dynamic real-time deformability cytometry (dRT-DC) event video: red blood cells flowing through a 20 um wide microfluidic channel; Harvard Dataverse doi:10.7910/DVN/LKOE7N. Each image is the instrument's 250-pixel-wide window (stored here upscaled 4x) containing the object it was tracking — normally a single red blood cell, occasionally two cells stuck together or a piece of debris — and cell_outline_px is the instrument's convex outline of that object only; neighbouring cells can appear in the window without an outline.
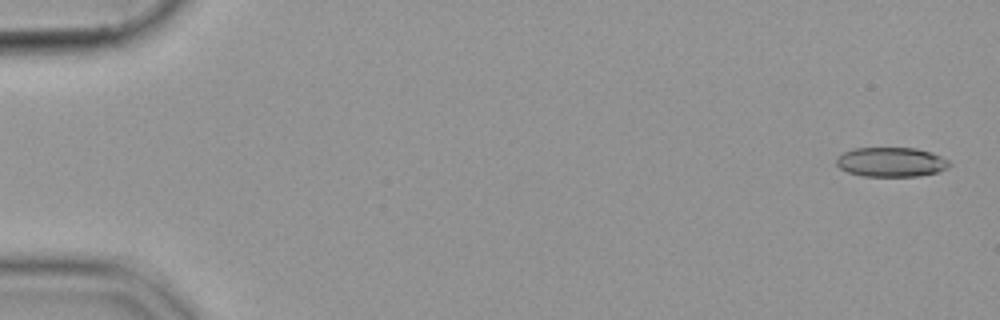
{"species": "common noctule bat (a hibernating species)", "species_latin": "Nyctalus noctula", "temperature_condition": "cold", "stored_images_in_passage": 55, "camera_frame_rate_fps": 3000, "um_per_image_px": 0.085, "animal": {"sex": "female", "body_mass_g": 19.9}, "frame": {"image": 1, "passage_image": 2, "time_ms": 0.333, "image_size_px": [1000, 320], "cell_outline_px": [[952, 164], [948, 168], [936, 172], [920, 176], [864, 176], [848, 172], [840, 168], [836, 164], [836, 160], [844, 152], [852, 148], [916, 148], [932, 152], [948, 160]], "centroid_in_image_um": [75.77, 13.77], "position_along_channel_um": 9.2, "area_um2": 19.42}}
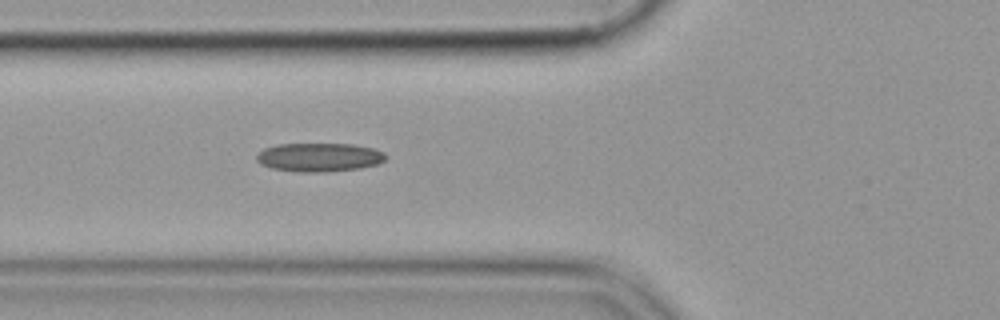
{"frame": {"image": 2, "passage_image": 21, "time_ms": 6.667, "image_size_px": [1000, 320], "cell_outline_px": [[388, 156], [384, 160], [376, 164], [360, 168], [324, 172], [300, 172], [272, 168], [260, 164], [256, 160], [256, 156], [264, 148], [276, 144], [352, 144], [372, 148], [384, 152]], "centroid_in_image_um": [27.12, 13.36], "position_along_channel_um": 98.7, "area_um2": 21.56}}
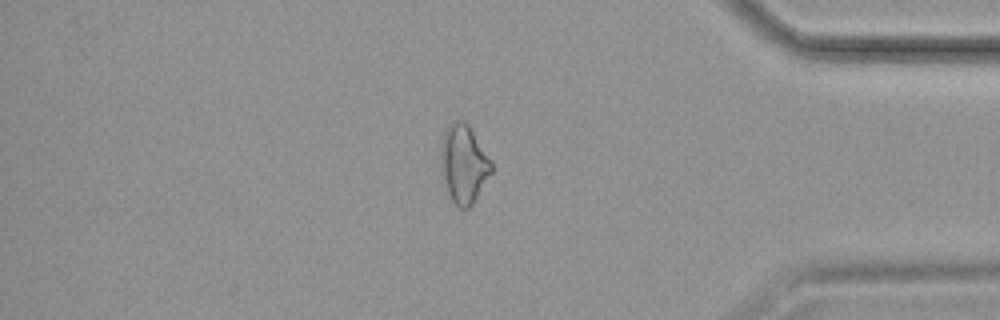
{"frame": {"image": 3, "passage_image": 47, "time_ms": 15.333, "image_size_px": [1000, 320], "cell_outline_px": [[492, 172], [472, 204], [468, 208], [460, 208], [452, 200], [440, 180], [440, 144], [444, 128], [456, 120], [464, 120], [468, 124], [492, 160]], "centroid_in_image_um": [39.37, 13.91], "position_along_channel_um": 395.8, "area_um2": 23.64}}